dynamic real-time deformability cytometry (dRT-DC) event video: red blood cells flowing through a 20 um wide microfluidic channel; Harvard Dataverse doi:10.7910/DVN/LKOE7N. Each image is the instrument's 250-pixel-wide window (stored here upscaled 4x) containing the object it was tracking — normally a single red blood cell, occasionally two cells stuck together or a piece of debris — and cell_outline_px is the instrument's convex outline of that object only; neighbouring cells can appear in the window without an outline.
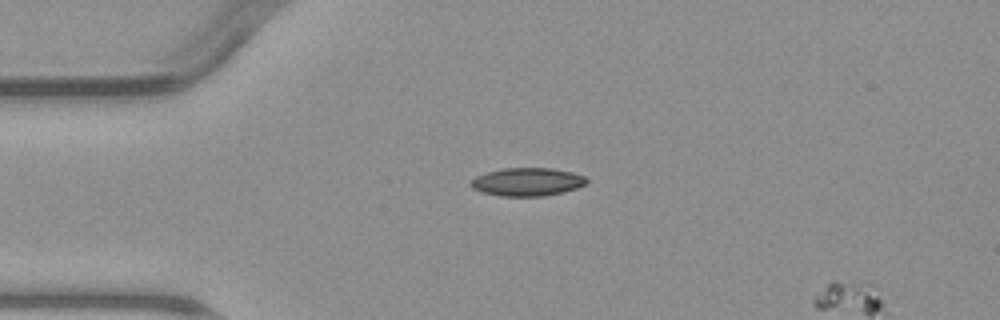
{"species": "common noctule bat (a hibernating species)", "species_latin": "Nyctalus noctula", "temperature_condition": "warm", "stored_images_in_passage": 2, "camera_frame_rate_fps": 3000, "um_per_image_px": 0.085, "animal": {"sex": "male", "body_mass_g": 23.1, "forearm_length_mm": 52.7}, "frame": {"image": 1, "passage_image": 1, "time_ms": 0.0, "image_size_px": [1000, 320], "cell_outline_px": [[588, 180], [584, 184], [576, 188], [564, 192], [544, 196], [500, 196], [484, 192], [472, 188], [468, 184], [476, 176], [488, 172], [504, 168], [552, 168], [572, 172], [584, 176]], "centroid_in_image_um": [44.81, 15.46], "position_along_channel_um": 40.2, "area_um2": 18.9}}